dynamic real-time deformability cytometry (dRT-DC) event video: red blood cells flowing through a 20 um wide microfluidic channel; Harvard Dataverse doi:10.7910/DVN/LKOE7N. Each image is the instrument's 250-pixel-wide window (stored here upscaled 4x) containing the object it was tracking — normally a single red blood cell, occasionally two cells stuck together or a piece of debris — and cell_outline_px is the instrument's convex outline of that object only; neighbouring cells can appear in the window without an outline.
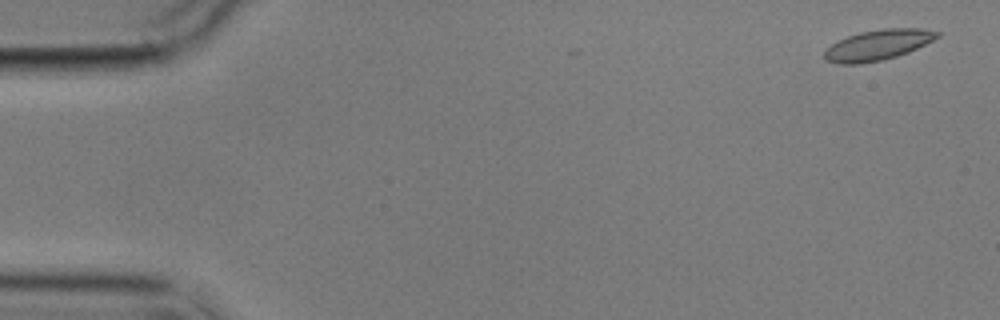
{"species": "common noctule bat (a hibernating species)", "species_latin": "Nyctalus noctula", "temperature_condition": "cold", "stored_images_in_passage": 5, "camera_frame_rate_fps": 3000, "um_per_image_px": 0.085, "animal": {"sex": "male", "body_mass_g": 17.9}, "frame": {"image": 1, "passage_image": 1, "time_ms": 0.0, "image_size_px": [1000, 320], "cell_outline_px": [[940, 36], [908, 52], [896, 56], [880, 60], [860, 64], [840, 64], [828, 60], [824, 56], [824, 52], [832, 44], [848, 36], [860, 32], [884, 28], [920, 28], [940, 32]], "centroid_in_image_um": [74.63, 3.81], "position_along_channel_um": 10.4, "area_um2": 19.65}}
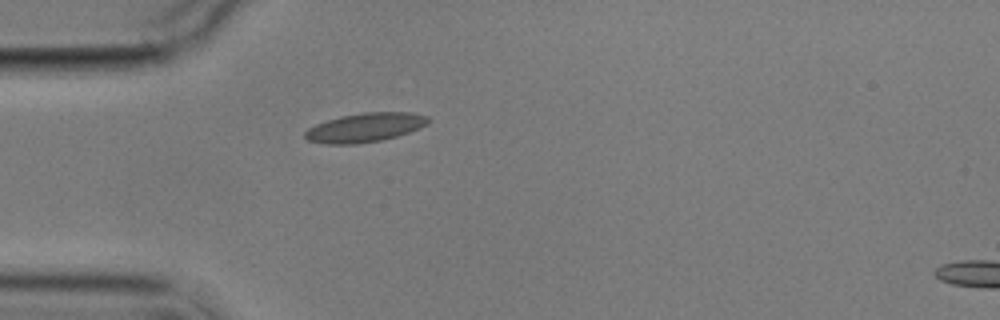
{"frame": {"image": 2, "passage_image": 5, "time_ms": 4.667, "image_size_px": [1000, 320], "cell_outline_px": [[432, 120], [428, 124], [408, 132], [396, 136], [380, 140], [356, 144], [324, 144], [308, 140], [304, 136], [304, 132], [308, 128], [316, 124], [340, 116], [364, 112], [412, 112], [428, 116]], "centroid_in_image_um": [31.04, 10.83], "position_along_channel_um": 54.0, "area_um2": 20.87}}